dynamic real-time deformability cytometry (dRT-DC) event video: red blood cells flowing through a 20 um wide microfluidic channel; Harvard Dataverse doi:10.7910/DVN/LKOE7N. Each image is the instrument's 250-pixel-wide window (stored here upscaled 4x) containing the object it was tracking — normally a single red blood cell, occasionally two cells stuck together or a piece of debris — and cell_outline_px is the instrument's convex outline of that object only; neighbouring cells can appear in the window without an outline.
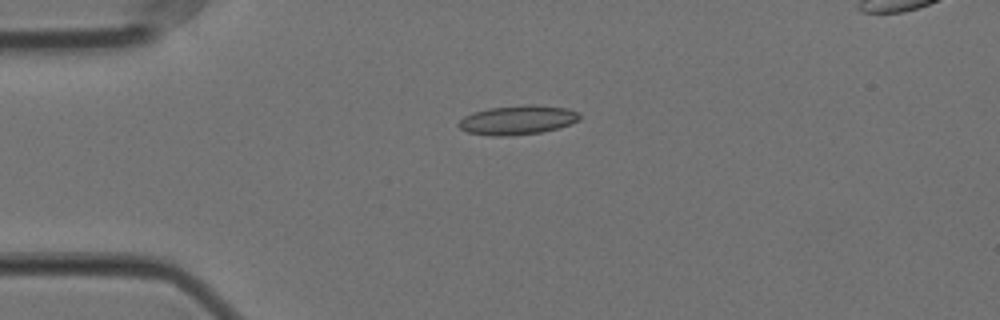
{"species": "Egyptian fruit bat (a non-hibernating species)", "species_latin": "Rousettus aegyptiacus", "temperature_condition": "cold", "stored_images_in_passage": 45, "camera_frame_rate_fps": 3000, "um_per_image_px": 0.085, "animal": {"sex": "female"}, "frame": {"image": 1, "passage_image": 2, "time_ms": 0.333, "image_size_px": [1000, 320], "cell_outline_px": [[580, 120], [556, 128], [540, 132], [512, 136], [488, 136], [468, 132], [460, 128], [456, 124], [464, 116], [472, 112], [488, 108], [528, 104], [532, 104], [568, 108], [576, 112], [580, 116]], "centroid_in_image_um": [43.94, 10.2], "position_along_channel_um": 41.1, "area_um2": 20.63}}
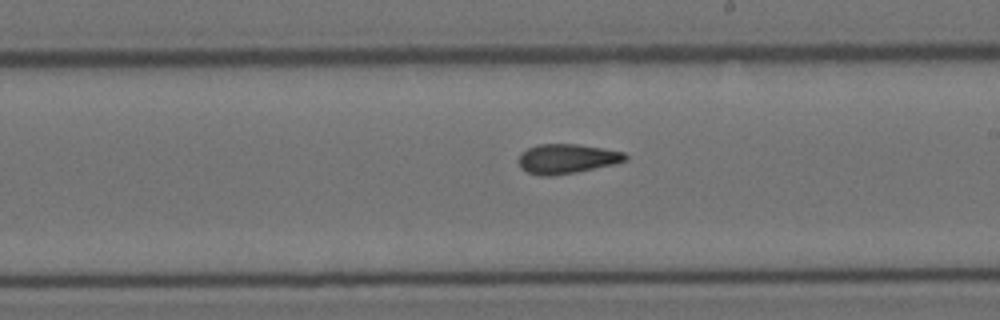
{"frame": {"image": 2, "passage_image": 21, "time_ms": 6.667, "image_size_px": [1000, 320], "cell_outline_px": [[628, 160], [612, 164], [576, 172], [552, 176], [540, 176], [528, 172], [520, 168], [520, 152], [528, 148], [540, 144], [576, 144], [604, 148], [624, 152], [628, 156]], "centroid_in_image_um": [48.19, 13.49], "position_along_channel_um": 240.8, "area_um2": 18.32}}
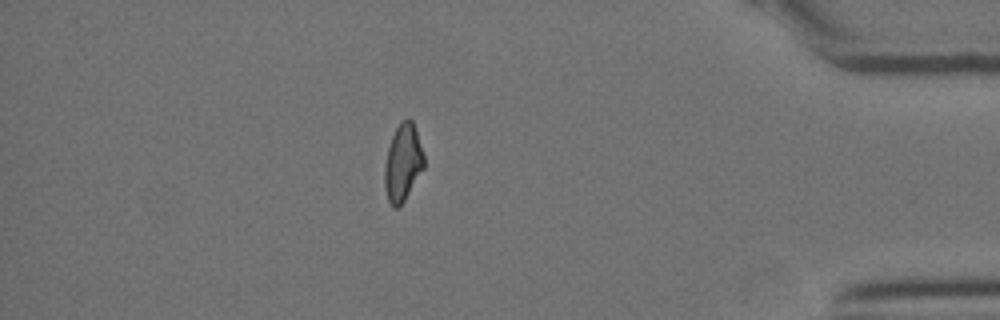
{"frame": {"image": 3, "passage_image": 38, "time_ms": 12.333, "image_size_px": [1000, 320], "cell_outline_px": [[424, 168], [404, 200], [396, 208], [392, 208], [388, 200], [384, 188], [384, 164], [388, 148], [392, 136], [400, 120], [408, 116], [412, 120], [424, 156]], "centroid_in_image_um": [34.22, 13.81], "position_along_channel_um": 401.0, "area_um2": 17.69}}